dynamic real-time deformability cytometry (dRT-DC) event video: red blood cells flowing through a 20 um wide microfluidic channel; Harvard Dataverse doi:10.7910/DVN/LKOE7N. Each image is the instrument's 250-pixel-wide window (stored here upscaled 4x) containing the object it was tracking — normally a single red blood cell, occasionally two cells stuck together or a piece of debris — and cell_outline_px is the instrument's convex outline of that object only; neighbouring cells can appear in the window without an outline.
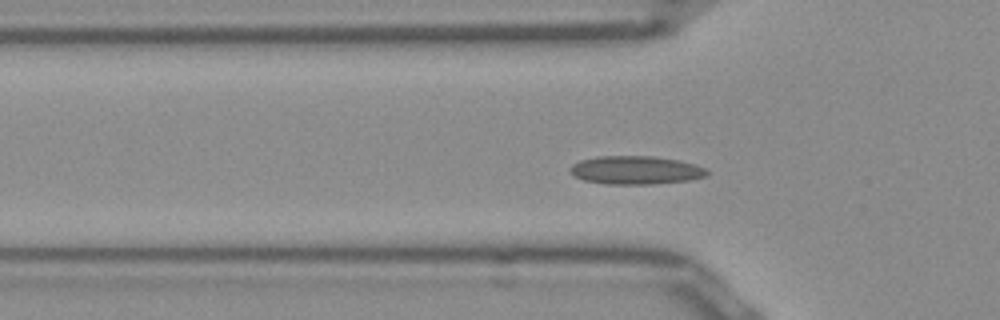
{"species": "Egyptian fruit bat (a non-hibernating species)", "species_latin": "Rousettus aegyptiacus", "temperature_condition": "room temperature", "stored_images_in_passage": 43, "camera_frame_rate_fps": 3000, "um_per_image_px": 0.085, "frame": {"image": 1, "passage_image": 6, "time_ms": 1.667, "image_size_px": [1000, 320], "cell_outline_px": [[708, 176], [688, 180], [652, 184], [604, 184], [584, 180], [568, 172], [568, 168], [572, 164], [580, 160], [600, 156], [652, 156], [680, 160], [696, 164], [704, 168], [708, 172]], "centroid_in_image_um": [54.02, 14.46], "position_along_channel_um": 71.8, "area_um2": 22.72}}
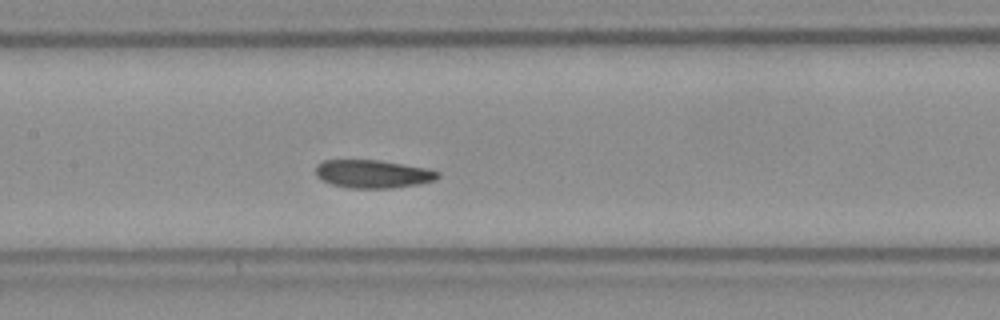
{"frame": {"image": 2, "passage_image": 14, "time_ms": 4.333, "image_size_px": [1000, 320], "cell_outline_px": [[440, 176], [436, 180], [420, 184], [392, 188], [348, 188], [332, 184], [316, 176], [316, 164], [324, 160], [376, 160], [424, 168], [440, 172]], "centroid_in_image_um": [31.69, 14.79], "position_along_channel_um": 175.7, "area_um2": 19.88}}
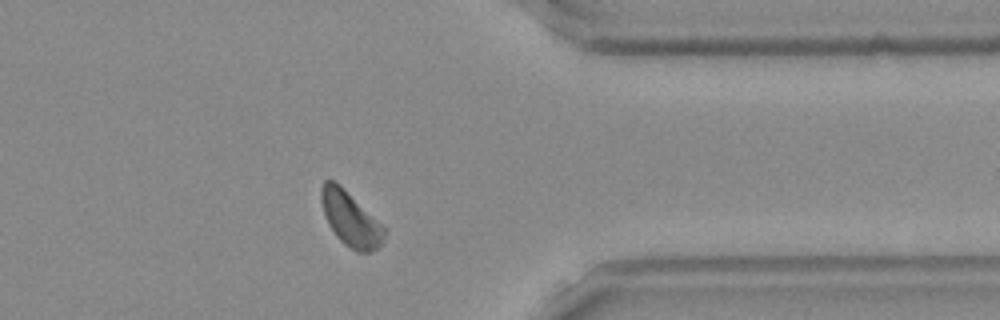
{"frame": {"image": 3, "passage_image": 31, "time_ms": 10.0, "image_size_px": [1000, 320], "cell_outline_px": [[384, 240], [376, 248], [368, 252], [356, 252], [344, 244], [336, 236], [328, 224], [320, 200], [320, 188], [324, 180], [336, 180], [384, 224]], "centroid_in_image_um": [29.78, 18.56], "position_along_channel_um": 381.6, "area_um2": 20.35}, "authors_computed_cell_mechanics": {"area_um2": 20.1144, "velocity_mm_per_s": 3.8645, "shape_relaxation_time_tau1_ms": null, "shape_relaxation_time_tau2_ms": 6.0466, "deformation_change_tau1": null, "deformation_change_tau2": 0.0902}}